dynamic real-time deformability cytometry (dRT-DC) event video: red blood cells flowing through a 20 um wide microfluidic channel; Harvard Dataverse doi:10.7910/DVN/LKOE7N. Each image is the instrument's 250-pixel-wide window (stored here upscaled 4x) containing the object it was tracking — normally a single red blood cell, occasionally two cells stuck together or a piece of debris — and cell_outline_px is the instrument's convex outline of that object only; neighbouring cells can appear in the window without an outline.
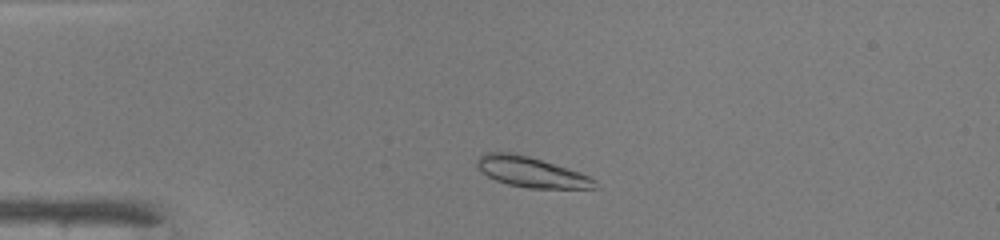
{"species": "common noctule bat (a hibernating species)", "species_latin": "Nyctalus noctula", "temperature_condition": "warm", "stored_images_in_passage": 41, "camera_frame_rate_fps": 3000, "um_per_image_px": 0.085, "animal": {"sex": "male", "body_mass_g": 19.0, "forearm_length_mm": 50.8}, "frame": {"image": 1, "passage_image": 5, "time_ms": 1.333, "image_size_px": [1000, 240], "cell_outline_px": [[600, 188], [528, 188], [508, 184], [496, 180], [480, 172], [476, 168], [476, 160], [484, 152], [512, 152], [528, 156], [580, 172], [596, 180]], "centroid_in_image_um": [45.12, 14.62], "position_along_channel_um": 39.9, "area_um2": 20.87}}
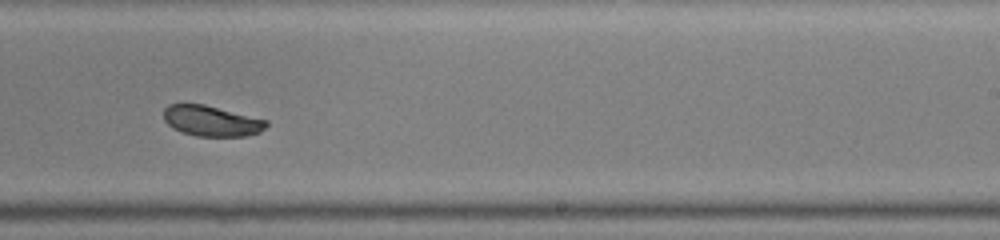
{"frame": {"image": 2, "passage_image": 24, "time_ms": 7.667, "image_size_px": [1000, 240], "cell_outline_px": [[268, 124], [260, 132], [244, 136], [196, 136], [172, 128], [164, 120], [164, 108], [168, 104], [204, 104], [268, 120]], "centroid_in_image_um": [17.97, 10.27], "position_along_channel_um": 271.0, "area_um2": 18.21}}
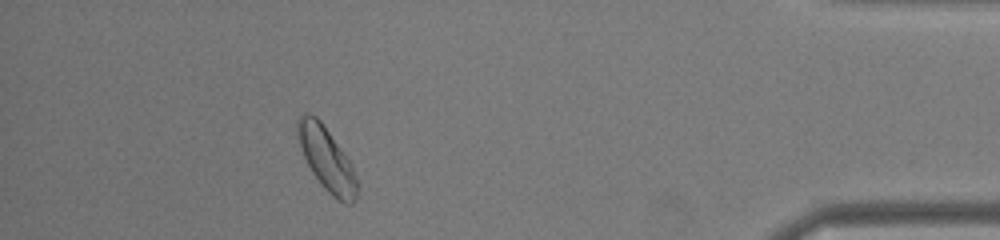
{"frame": {"image": 3, "passage_image": 37, "time_ms": 12.0, "image_size_px": [1000, 240], "cell_outline_px": [[356, 196], [352, 204], [344, 204], [332, 196], [320, 184], [312, 172], [304, 156], [296, 132], [296, 120], [300, 116], [308, 112], [316, 116], [320, 120], [344, 152], [352, 164], [356, 180]], "centroid_in_image_um": [27.75, 13.5], "position_along_channel_um": 407.5, "area_um2": 21.79}, "authors_computed_cell_mechanics": {"area_um2": 20.4034, "velocity_mm_per_s": 4.2067, "shape_relaxation_time_tau1_ms": 1.8944, "shape_relaxation_time_tau2_ms": null, "deformation_change_tau1": 0.1094, "deformation_change_tau2": null}}